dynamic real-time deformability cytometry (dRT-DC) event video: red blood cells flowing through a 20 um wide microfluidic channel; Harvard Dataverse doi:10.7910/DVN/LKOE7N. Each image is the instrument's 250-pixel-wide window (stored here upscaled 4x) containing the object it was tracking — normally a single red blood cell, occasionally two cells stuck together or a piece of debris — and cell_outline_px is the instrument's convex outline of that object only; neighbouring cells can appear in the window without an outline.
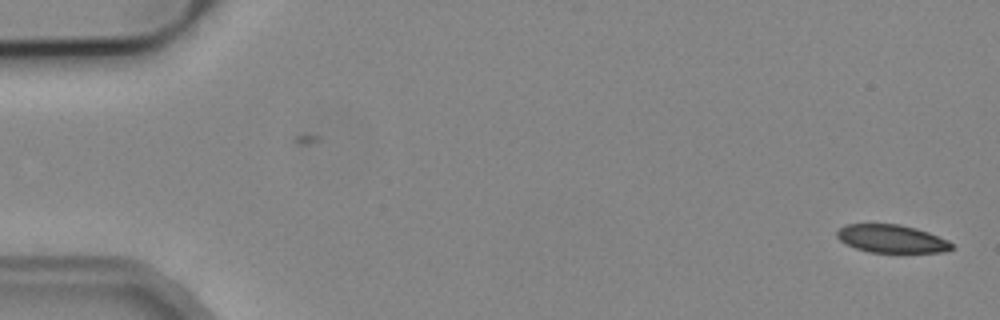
{"species": "common noctule bat (a hibernating species)", "species_latin": "Nyctalus noctula", "temperature_condition": "cold", "stored_images_in_passage": 53, "camera_frame_rate_fps": 3000, "um_per_image_px": 0.085, "animal": {"sex": "male", "body_mass_g": 19.2, "forearm_length_mm": 51.8}, "frame": {"image": 1, "passage_image": 1, "time_ms": 0.0, "image_size_px": [1000, 320], "cell_outline_px": [[956, 248], [944, 252], [868, 252], [856, 248], [840, 240], [836, 236], [836, 232], [844, 224], [900, 224], [916, 228], [928, 232], [948, 240]], "centroid_in_image_um": [75.81, 20.29], "position_along_channel_um": 9.2, "area_um2": 18.73}}
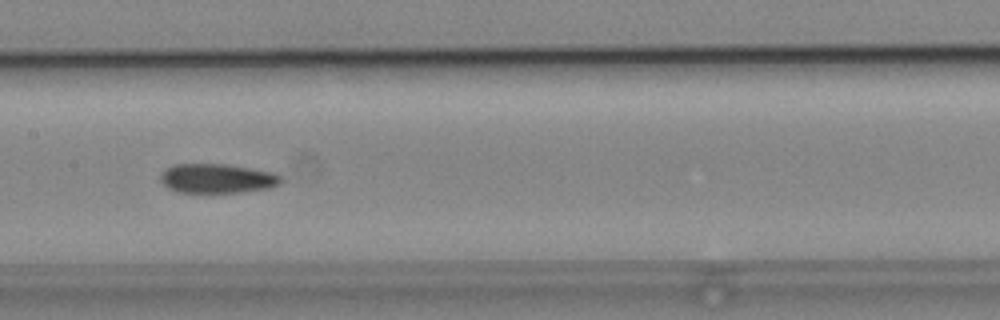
{"frame": {"image": 2, "passage_image": 26, "time_ms": 8.333, "image_size_px": [1000, 320], "cell_outline_px": [[280, 184], [268, 188], [240, 192], [176, 192], [168, 188], [160, 180], [160, 176], [164, 168], [172, 164], [228, 164], [272, 172], [280, 176]], "centroid_in_image_um": [18.4, 15.16], "position_along_channel_um": 189.0, "area_um2": 20.58}}
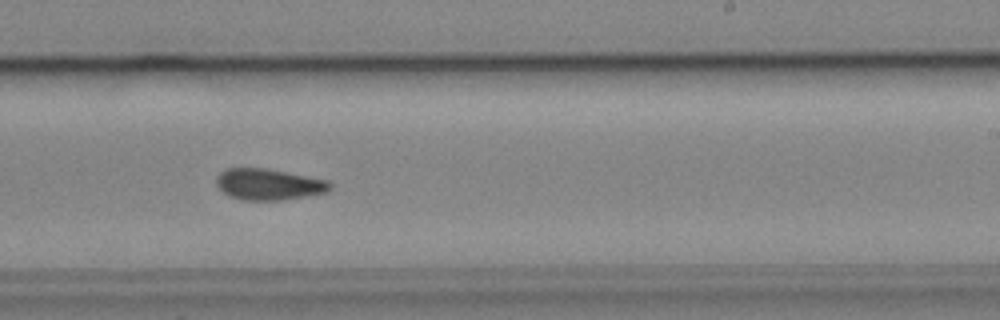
{"frame": {"image": 3, "passage_image": 32, "time_ms": 10.333, "image_size_px": [1000, 320], "cell_outline_px": [[332, 188], [328, 192], [284, 200], [244, 200], [232, 196], [224, 192], [216, 184], [216, 176], [224, 168], [264, 168], [328, 180], [332, 184]], "centroid_in_image_um": [22.85, 15.67], "position_along_channel_um": 266.1, "area_um2": 20.63}, "authors_computed_cell_mechanics": {"area_um2": 20.6346, "velocity_mm_per_s": 3.8778, "shape_relaxation_time_tau1_ms": null, "shape_relaxation_time_tau2_ms": 9.4781, "deformation_change_tau1": null, "deformation_change_tau2": 0.1335}}